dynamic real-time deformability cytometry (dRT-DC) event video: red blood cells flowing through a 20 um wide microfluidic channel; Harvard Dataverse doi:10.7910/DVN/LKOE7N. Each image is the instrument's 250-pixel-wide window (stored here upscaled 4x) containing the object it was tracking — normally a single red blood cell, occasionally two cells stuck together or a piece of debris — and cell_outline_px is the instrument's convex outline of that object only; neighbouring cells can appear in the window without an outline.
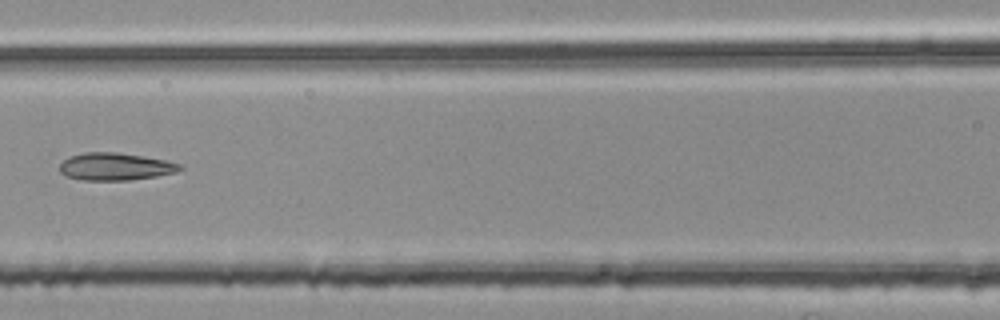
{"species": "common noctule bat (a hibernating species)", "species_latin": "Nyctalus noctula", "temperature_condition": "room temperature", "stored_images_in_passage": 4, "camera_frame_rate_fps": 3000, "um_per_image_px": 0.085, "animal": {"sex": "female", "body_mass_g": 25.1}, "frame": {"image": 1, "passage_image": 4, "time_ms": 1.0, "image_size_px": [1000, 320], "cell_outline_px": [[184, 168], [176, 172], [156, 176], [128, 180], [80, 180], [64, 176], [60, 172], [60, 164], [68, 156], [84, 152], [116, 152], [144, 156], [184, 164]], "centroid_in_image_um": [9.79, 14.16], "position_along_channel_um": 156.8, "area_um2": 19.42}}